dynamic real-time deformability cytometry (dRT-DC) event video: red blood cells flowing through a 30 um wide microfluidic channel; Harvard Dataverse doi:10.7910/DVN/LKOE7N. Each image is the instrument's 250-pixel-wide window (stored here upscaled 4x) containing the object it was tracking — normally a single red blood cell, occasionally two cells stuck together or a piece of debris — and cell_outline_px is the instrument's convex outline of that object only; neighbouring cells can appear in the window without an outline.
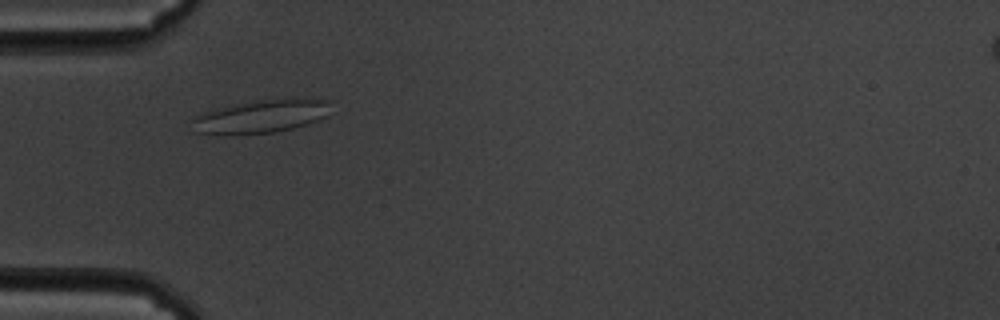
{"species": "common noctule bat (a hibernating species)", "species_latin": "Nyctalus noctula", "temperature_condition": "cold", "stored_images_in_passage": 38, "camera_frame_rate_fps": 3000, "um_per_image_px": 0.085, "animal": {"sex": "male", "body_mass_g": 19.5, "forearm_length_mm": 54.6}, "frame": {"image": 1, "passage_image": 2, "time_ms": 0.333, "image_size_px": [1000, 320], "cell_outline_px": [[328, 116], [308, 124], [292, 128], [272, 132], [228, 136], [224, 136], [196, 132], [192, 120], [192, 116], [204, 112], [232, 104], [280, 96], [296, 96], [328, 100]], "centroid_in_image_um": [22.2, 9.86], "position_along_channel_um": 62.8, "area_um2": 27.8}}
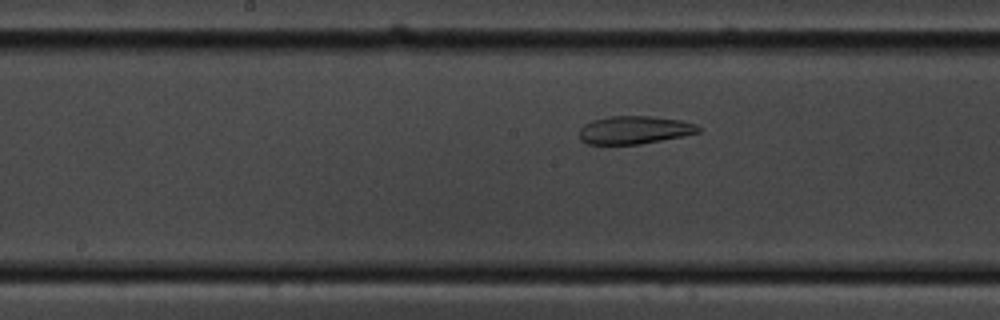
{"frame": {"image": 2, "passage_image": 14, "time_ms": 4.333, "image_size_px": [1000, 320], "cell_outline_px": [[700, 132], [684, 136], [640, 144], [588, 144], [580, 140], [580, 128], [584, 124], [592, 120], [608, 116], [652, 116], [680, 120], [696, 124], [700, 128]], "centroid_in_image_um": [53.92, 11.04], "position_along_channel_um": 194.3, "area_um2": 19.48}}
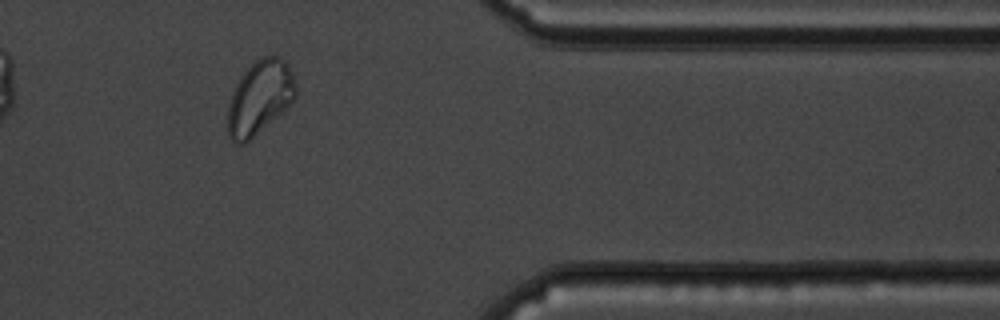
{"frame": {"image": 3, "passage_image": 33, "time_ms": 10.667, "image_size_px": [1000, 320], "cell_outline_px": [[296, 96], [276, 116], [244, 144], [236, 144], [228, 136], [228, 104], [236, 84], [240, 76], [260, 56], [280, 56], [288, 64], [292, 72], [296, 84]], "centroid_in_image_um": [22.06, 8.25], "position_along_channel_um": 389.3, "area_um2": 28.73}, "authors_computed_cell_mechanics": {"area_um2": 20.6635, "velocity_mm_per_s": 3.3509, "shape_relaxation_time_tau1_ms": null, "shape_relaxation_time_tau2_ms": 1.8995, "deformation_change_tau1": null, "deformation_change_tau2": 0.064}}